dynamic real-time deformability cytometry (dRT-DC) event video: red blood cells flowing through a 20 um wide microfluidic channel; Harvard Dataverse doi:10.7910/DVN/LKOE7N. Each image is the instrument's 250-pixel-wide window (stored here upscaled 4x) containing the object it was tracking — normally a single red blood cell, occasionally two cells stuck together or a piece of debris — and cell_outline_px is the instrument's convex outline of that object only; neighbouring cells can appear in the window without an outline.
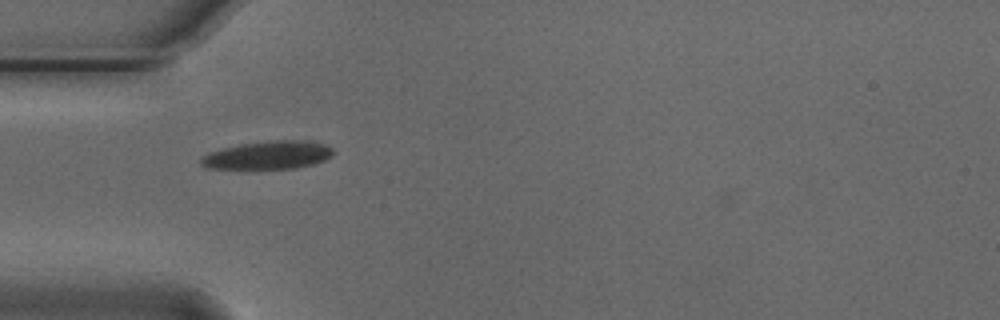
{"species": "Egyptian fruit bat (a non-hibernating species)", "species_latin": "Rousettus aegyptiacus", "temperature_condition": "cold", "stored_images_in_passage": 27, "camera_frame_rate_fps": 3000, "um_per_image_px": 0.085, "animal": {"sex": "male"}, "frame": {"image": 1, "passage_image": 3, "time_ms": 0.667, "image_size_px": [1000, 320], "cell_outline_px": [[332, 156], [324, 160], [312, 164], [296, 168], [244, 172], [204, 168], [200, 164], [200, 156], [208, 152], [220, 148], [240, 144], [268, 140], [304, 140], [324, 144], [332, 148]], "centroid_in_image_um": [22.63, 13.24], "position_along_channel_um": 62.4, "area_um2": 23.06}}
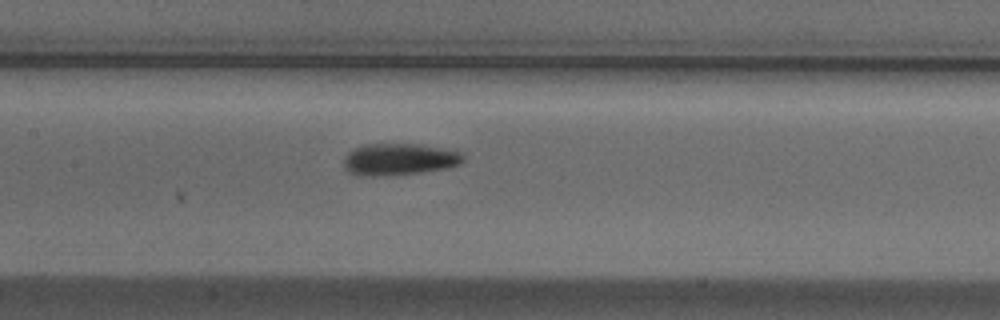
{"frame": {"image": 2, "passage_image": 12, "time_ms": 3.667, "image_size_px": [1000, 320], "cell_outline_px": [[464, 160], [460, 164], [448, 168], [424, 172], [372, 176], [356, 176], [348, 172], [344, 168], [344, 156], [352, 148], [364, 144], [420, 144], [456, 148], [464, 156]], "centroid_in_image_um": [33.97, 13.52], "position_along_channel_um": 173.4, "area_um2": 22.77}}
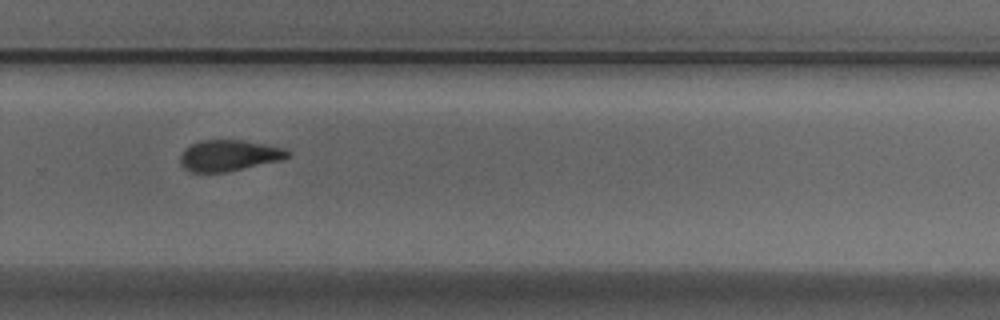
{"frame": {"image": 3, "passage_image": 23, "time_ms": 7.333, "image_size_px": [1000, 320], "cell_outline_px": [[292, 156], [284, 160], [228, 172], [188, 172], [180, 164], [180, 152], [184, 148], [200, 140], [244, 140], [284, 148], [292, 152]], "centroid_in_image_um": [19.49, 13.22], "position_along_channel_um": 310.3, "area_um2": 19.94}}